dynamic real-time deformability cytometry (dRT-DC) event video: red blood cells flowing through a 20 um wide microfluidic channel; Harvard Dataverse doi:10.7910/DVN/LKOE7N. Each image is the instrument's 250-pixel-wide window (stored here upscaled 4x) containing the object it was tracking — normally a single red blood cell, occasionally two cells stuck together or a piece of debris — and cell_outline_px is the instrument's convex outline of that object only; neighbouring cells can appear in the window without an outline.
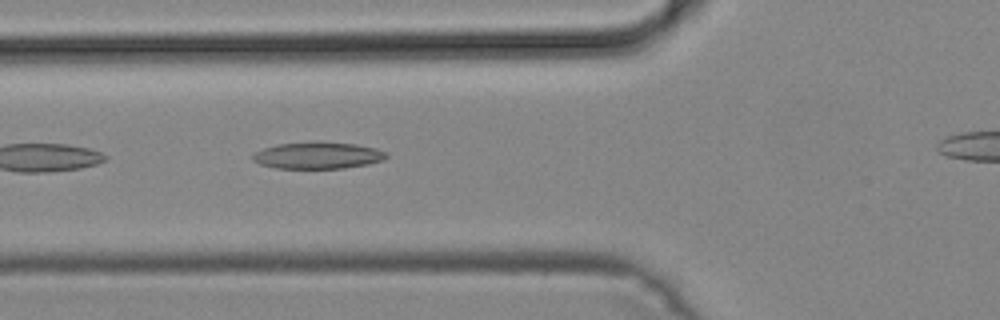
{"species": "common noctule bat (a hibernating species)", "species_latin": "Nyctalus noctula", "temperature_condition": "cold", "stored_images_in_passage": 31, "camera_frame_rate_fps": 3000, "um_per_image_px": 0.085, "animal": {"sex": "male", "body_mass_g": 19.2, "forearm_length_mm": 51.8}, "frame": {"image": 1, "passage_image": 15, "time_ms": 4.667, "image_size_px": [1000, 320], "cell_outline_px": [[388, 156], [384, 160], [368, 164], [344, 168], [276, 168], [260, 164], [252, 160], [252, 156], [256, 152], [264, 148], [276, 144], [356, 144], [376, 148], [388, 152]], "centroid_in_image_um": [27.05, 13.25], "position_along_channel_um": 98.7, "area_um2": 20.06}}
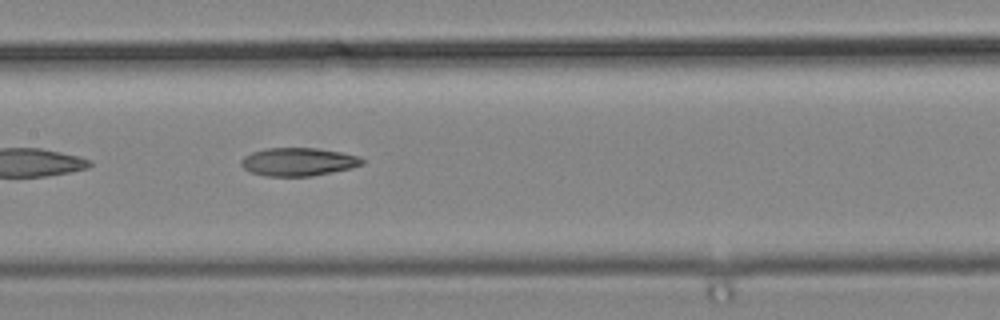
{"frame": {"image": 2, "passage_image": 21, "time_ms": 6.667, "image_size_px": [1000, 320], "cell_outline_px": [[364, 164], [352, 168], [312, 176], [264, 176], [248, 172], [240, 164], [240, 160], [244, 156], [252, 152], [264, 148], [316, 148], [340, 152], [360, 156], [364, 160]], "centroid_in_image_um": [25.34, 13.76], "position_along_channel_um": 182.1, "area_um2": 20.06}}
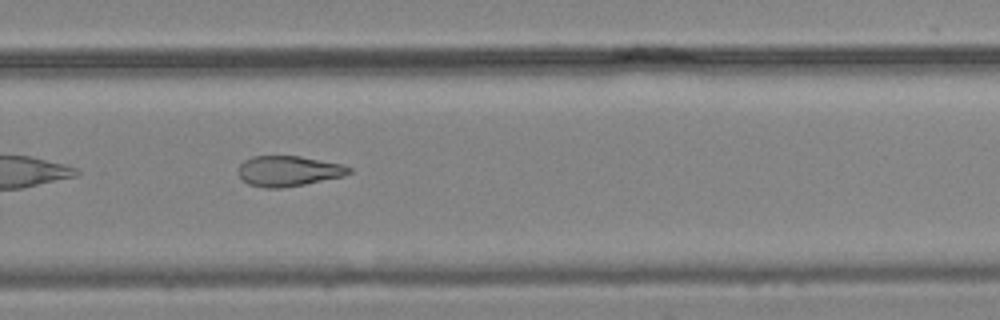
{"frame": {"image": 3, "passage_image": 30, "time_ms": 9.667, "image_size_px": [1000, 320], "cell_outline_px": [[352, 172], [344, 176], [304, 184], [280, 188], [264, 188], [248, 184], [240, 176], [240, 164], [244, 160], [252, 156], [300, 156], [344, 164], [352, 168]], "centroid_in_image_um": [24.56, 14.53], "position_along_channel_um": 305.2, "area_um2": 19.59}}